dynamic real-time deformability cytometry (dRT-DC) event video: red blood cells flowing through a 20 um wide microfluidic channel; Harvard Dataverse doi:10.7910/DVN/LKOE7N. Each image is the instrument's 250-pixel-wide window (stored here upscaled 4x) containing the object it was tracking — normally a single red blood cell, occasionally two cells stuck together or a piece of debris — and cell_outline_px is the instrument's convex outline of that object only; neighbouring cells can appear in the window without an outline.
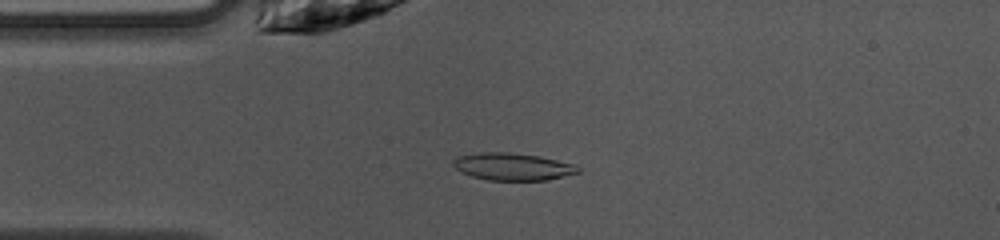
{"species": "common noctule bat (a hibernating species)", "species_latin": "Nyctalus noctula", "temperature_condition": "warm", "stored_images_in_passage": 38, "camera_frame_rate_fps": 3000, "um_per_image_px": 0.085, "animal": {"sex": "female", "body_mass_g": 10.0, "forearm_length_mm": 53.1}, "frame": {"image": 1, "passage_image": 10, "time_ms": 3.0, "image_size_px": [1000, 240], "cell_outline_px": [[580, 172], [548, 180], [488, 180], [472, 176], [460, 172], [452, 164], [452, 160], [456, 156], [480, 152], [508, 152], [540, 156], [576, 164], [580, 168]], "centroid_in_image_um": [43.57, 14.15], "position_along_channel_um": 41.4, "area_um2": 20.06}}
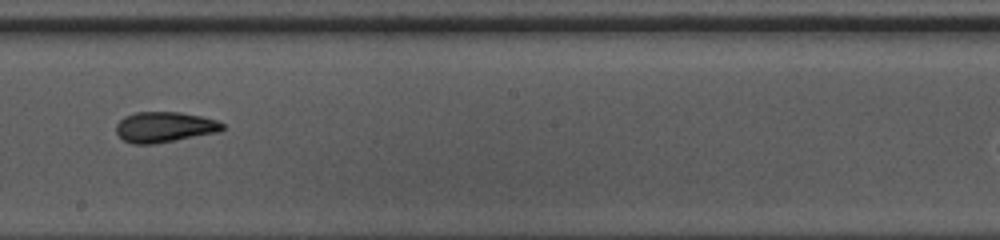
{"frame": {"image": 2, "passage_image": 25, "time_ms": 8.0, "image_size_px": [1000, 240], "cell_outline_px": [[224, 128], [220, 132], [156, 144], [132, 144], [124, 140], [116, 132], [116, 124], [124, 116], [136, 112], [180, 112], [200, 116], [216, 120], [224, 124]], "centroid_in_image_um": [13.98, 10.81], "position_along_channel_um": 234.2, "area_um2": 19.02}}
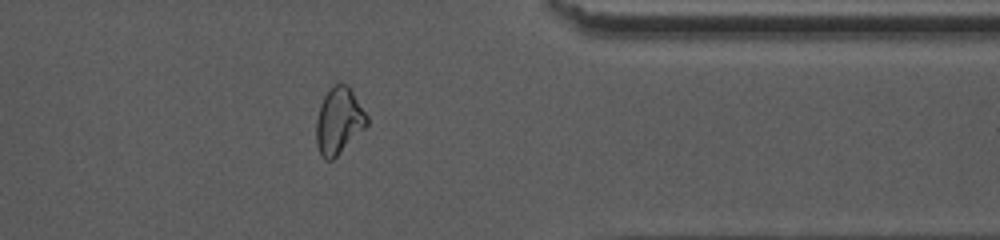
{"frame": {"image": 3, "passage_image": 37, "time_ms": 12.0, "image_size_px": [1000, 240], "cell_outline_px": [[368, 124], [332, 160], [324, 160], [320, 156], [316, 144], [316, 120], [320, 104], [328, 88], [332, 84], [340, 80], [348, 84], [368, 116]], "centroid_in_image_um": [28.77, 10.21], "position_along_channel_um": 382.6, "area_um2": 19.88}}